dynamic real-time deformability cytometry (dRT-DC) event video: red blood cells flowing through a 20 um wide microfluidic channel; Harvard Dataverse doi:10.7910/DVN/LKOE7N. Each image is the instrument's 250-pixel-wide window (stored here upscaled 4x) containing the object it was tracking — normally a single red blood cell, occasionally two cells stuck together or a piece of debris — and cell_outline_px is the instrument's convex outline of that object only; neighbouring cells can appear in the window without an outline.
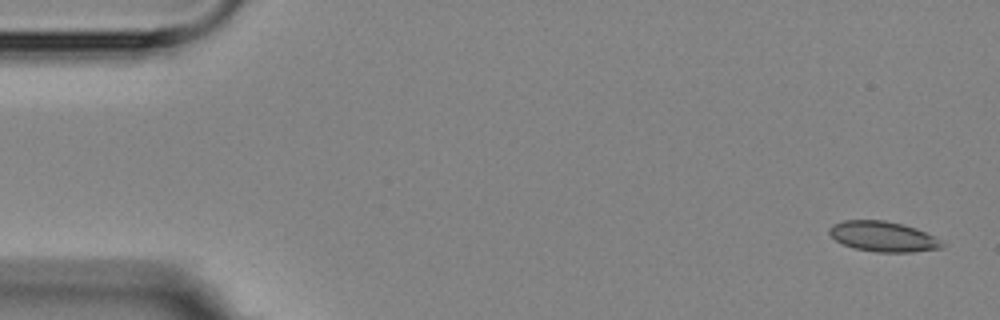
{"species": "Egyptian fruit bat (a non-hibernating species)", "species_latin": "Rousettus aegyptiacus", "temperature_condition": "room temperature", "stored_images_in_passage": 4, "camera_frame_rate_fps": 3000, "um_per_image_px": 0.085, "animal": {"sex": "female"}, "frame": {"image": 1, "passage_image": 1, "time_ms": 0.0, "image_size_px": [1000, 320], "cell_outline_px": [[944, 248], [912, 252], [876, 252], [856, 248], [844, 244], [836, 240], [828, 232], [828, 228], [832, 224], [844, 220], [884, 220], [904, 224], [916, 228], [940, 240], [944, 244]], "centroid_in_image_um": [75.06, 20.1], "position_along_channel_um": 9.9, "area_um2": 19.83}}
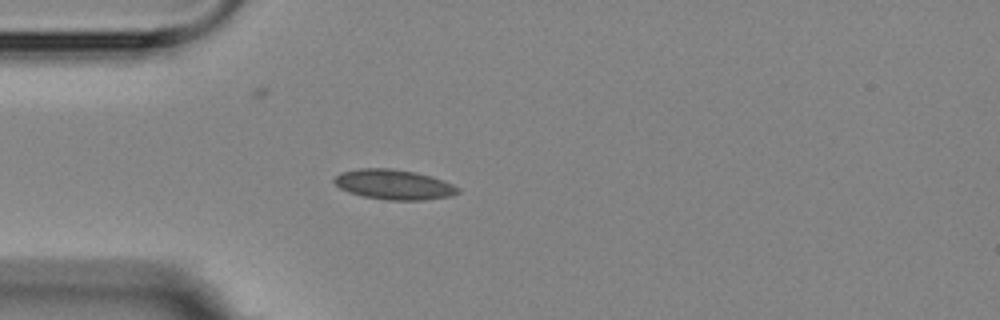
{"frame": {"image": 2, "passage_image": 4, "time_ms": 4.333, "image_size_px": [1000, 320], "cell_outline_px": [[460, 192], [452, 196], [424, 200], [388, 200], [364, 196], [348, 192], [340, 188], [332, 180], [340, 172], [360, 168], [388, 168], [416, 172], [452, 184], [460, 188]], "centroid_in_image_um": [33.46, 15.69], "position_along_channel_um": 51.5, "area_um2": 21.5}}